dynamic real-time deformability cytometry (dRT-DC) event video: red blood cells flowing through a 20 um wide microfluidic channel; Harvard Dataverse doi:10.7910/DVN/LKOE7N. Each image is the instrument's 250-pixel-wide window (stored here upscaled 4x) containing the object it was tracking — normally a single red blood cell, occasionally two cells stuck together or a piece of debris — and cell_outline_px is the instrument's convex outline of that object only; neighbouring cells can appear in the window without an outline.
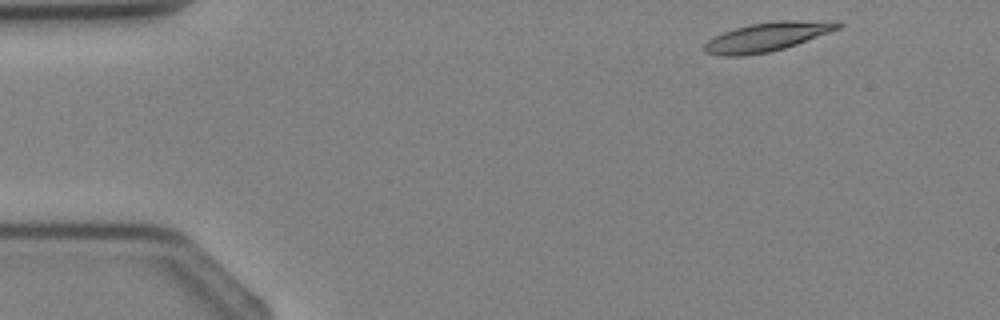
{"species": "Egyptian fruit bat (a non-hibernating species)", "species_latin": "Rousettus aegyptiacus", "temperature_condition": "cold", "stored_images_in_passage": 3, "camera_frame_rate_fps": 3000, "um_per_image_px": 0.085, "animal": {"sex": "female"}, "frame": {"image": 1, "passage_image": 1, "time_ms": 0.0, "image_size_px": [1000, 320], "cell_outline_px": [[844, 24], [840, 28], [796, 44], [784, 48], [768, 52], [744, 56], [720, 56], [704, 52], [704, 44], [708, 40], [724, 32], [736, 28], [752, 24], [776, 20], [840, 20]], "centroid_in_image_um": [65.26, 3.12], "position_along_channel_um": 19.7, "area_um2": 22.6}}
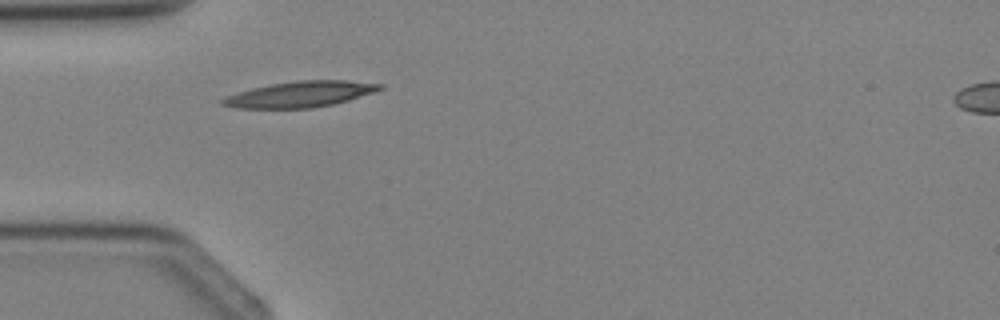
{"frame": {"image": 2, "passage_image": 3, "time_ms": 2.333, "image_size_px": [1000, 320], "cell_outline_px": [[384, 88], [348, 100], [332, 104], [312, 108], [236, 108], [220, 104], [220, 100], [228, 96], [252, 88], [272, 84], [296, 80], [348, 80], [384, 84]], "centroid_in_image_um": [25.53, 8.0], "position_along_channel_um": 59.5, "area_um2": 23.47}}